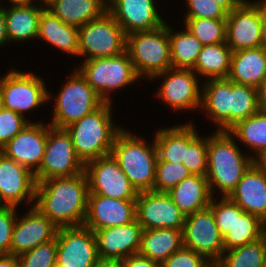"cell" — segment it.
<instances>
[{"label": "cell", "mask_w": 266, "mask_h": 267, "mask_svg": "<svg viewBox=\"0 0 266 267\" xmlns=\"http://www.w3.org/2000/svg\"><path fill=\"white\" fill-rule=\"evenodd\" d=\"M3 107L22 116L51 98L43 80L31 73L10 71L0 79Z\"/></svg>", "instance_id": "obj_12"}, {"label": "cell", "mask_w": 266, "mask_h": 267, "mask_svg": "<svg viewBox=\"0 0 266 267\" xmlns=\"http://www.w3.org/2000/svg\"><path fill=\"white\" fill-rule=\"evenodd\" d=\"M16 208L5 206L0 209V256L10 254L12 233L17 219Z\"/></svg>", "instance_id": "obj_46"}, {"label": "cell", "mask_w": 266, "mask_h": 267, "mask_svg": "<svg viewBox=\"0 0 266 267\" xmlns=\"http://www.w3.org/2000/svg\"><path fill=\"white\" fill-rule=\"evenodd\" d=\"M8 41L4 11L0 13V47Z\"/></svg>", "instance_id": "obj_53"}, {"label": "cell", "mask_w": 266, "mask_h": 267, "mask_svg": "<svg viewBox=\"0 0 266 267\" xmlns=\"http://www.w3.org/2000/svg\"><path fill=\"white\" fill-rule=\"evenodd\" d=\"M261 34L262 46L266 48V0L261 1Z\"/></svg>", "instance_id": "obj_51"}, {"label": "cell", "mask_w": 266, "mask_h": 267, "mask_svg": "<svg viewBox=\"0 0 266 267\" xmlns=\"http://www.w3.org/2000/svg\"><path fill=\"white\" fill-rule=\"evenodd\" d=\"M56 242L58 267H92L99 259L95 233L84 225L59 228Z\"/></svg>", "instance_id": "obj_13"}, {"label": "cell", "mask_w": 266, "mask_h": 267, "mask_svg": "<svg viewBox=\"0 0 266 267\" xmlns=\"http://www.w3.org/2000/svg\"><path fill=\"white\" fill-rule=\"evenodd\" d=\"M218 3L227 13L243 5L246 0H214Z\"/></svg>", "instance_id": "obj_49"}, {"label": "cell", "mask_w": 266, "mask_h": 267, "mask_svg": "<svg viewBox=\"0 0 266 267\" xmlns=\"http://www.w3.org/2000/svg\"><path fill=\"white\" fill-rule=\"evenodd\" d=\"M0 267H19L17 256L12 254L0 256Z\"/></svg>", "instance_id": "obj_52"}, {"label": "cell", "mask_w": 266, "mask_h": 267, "mask_svg": "<svg viewBox=\"0 0 266 267\" xmlns=\"http://www.w3.org/2000/svg\"><path fill=\"white\" fill-rule=\"evenodd\" d=\"M168 35L172 68L192 69L203 48V44L186 28L184 31L173 33L170 26H168Z\"/></svg>", "instance_id": "obj_35"}, {"label": "cell", "mask_w": 266, "mask_h": 267, "mask_svg": "<svg viewBox=\"0 0 266 267\" xmlns=\"http://www.w3.org/2000/svg\"><path fill=\"white\" fill-rule=\"evenodd\" d=\"M184 23L203 45L226 42V19L185 18Z\"/></svg>", "instance_id": "obj_38"}, {"label": "cell", "mask_w": 266, "mask_h": 267, "mask_svg": "<svg viewBox=\"0 0 266 267\" xmlns=\"http://www.w3.org/2000/svg\"><path fill=\"white\" fill-rule=\"evenodd\" d=\"M85 164L77 156L72 138L66 129L50 127L36 182L51 178L70 177L84 172Z\"/></svg>", "instance_id": "obj_9"}, {"label": "cell", "mask_w": 266, "mask_h": 267, "mask_svg": "<svg viewBox=\"0 0 266 267\" xmlns=\"http://www.w3.org/2000/svg\"><path fill=\"white\" fill-rule=\"evenodd\" d=\"M228 197L244 212L266 223V166L255 161Z\"/></svg>", "instance_id": "obj_23"}, {"label": "cell", "mask_w": 266, "mask_h": 267, "mask_svg": "<svg viewBox=\"0 0 266 267\" xmlns=\"http://www.w3.org/2000/svg\"><path fill=\"white\" fill-rule=\"evenodd\" d=\"M232 53L226 42L203 45L192 70L207 79L227 78L230 73Z\"/></svg>", "instance_id": "obj_32"}, {"label": "cell", "mask_w": 266, "mask_h": 267, "mask_svg": "<svg viewBox=\"0 0 266 267\" xmlns=\"http://www.w3.org/2000/svg\"><path fill=\"white\" fill-rule=\"evenodd\" d=\"M36 183L32 171L0 152V199L5 206L16 207L27 198L34 200Z\"/></svg>", "instance_id": "obj_21"}, {"label": "cell", "mask_w": 266, "mask_h": 267, "mask_svg": "<svg viewBox=\"0 0 266 267\" xmlns=\"http://www.w3.org/2000/svg\"><path fill=\"white\" fill-rule=\"evenodd\" d=\"M207 147L208 138L198 135L187 145L182 164L193 175H206L207 173Z\"/></svg>", "instance_id": "obj_41"}, {"label": "cell", "mask_w": 266, "mask_h": 267, "mask_svg": "<svg viewBox=\"0 0 266 267\" xmlns=\"http://www.w3.org/2000/svg\"><path fill=\"white\" fill-rule=\"evenodd\" d=\"M186 215L167 192L141 191L136 198V220L143 229H183Z\"/></svg>", "instance_id": "obj_14"}, {"label": "cell", "mask_w": 266, "mask_h": 267, "mask_svg": "<svg viewBox=\"0 0 266 267\" xmlns=\"http://www.w3.org/2000/svg\"><path fill=\"white\" fill-rule=\"evenodd\" d=\"M211 264L204 256L183 246L170 255L161 267H209Z\"/></svg>", "instance_id": "obj_45"}, {"label": "cell", "mask_w": 266, "mask_h": 267, "mask_svg": "<svg viewBox=\"0 0 266 267\" xmlns=\"http://www.w3.org/2000/svg\"><path fill=\"white\" fill-rule=\"evenodd\" d=\"M193 124L158 130L154 138L161 161L182 163L187 145L197 136Z\"/></svg>", "instance_id": "obj_30"}, {"label": "cell", "mask_w": 266, "mask_h": 267, "mask_svg": "<svg viewBox=\"0 0 266 267\" xmlns=\"http://www.w3.org/2000/svg\"><path fill=\"white\" fill-rule=\"evenodd\" d=\"M227 78L234 83L258 89L266 78V48L261 46L234 51Z\"/></svg>", "instance_id": "obj_24"}, {"label": "cell", "mask_w": 266, "mask_h": 267, "mask_svg": "<svg viewBox=\"0 0 266 267\" xmlns=\"http://www.w3.org/2000/svg\"><path fill=\"white\" fill-rule=\"evenodd\" d=\"M1 202H2V200L0 199V209L5 207L4 203L3 202L1 203Z\"/></svg>", "instance_id": "obj_58"}, {"label": "cell", "mask_w": 266, "mask_h": 267, "mask_svg": "<svg viewBox=\"0 0 266 267\" xmlns=\"http://www.w3.org/2000/svg\"><path fill=\"white\" fill-rule=\"evenodd\" d=\"M142 225L137 221L95 230L99 258L124 259L137 254L141 246Z\"/></svg>", "instance_id": "obj_22"}, {"label": "cell", "mask_w": 266, "mask_h": 267, "mask_svg": "<svg viewBox=\"0 0 266 267\" xmlns=\"http://www.w3.org/2000/svg\"><path fill=\"white\" fill-rule=\"evenodd\" d=\"M228 132L249 148L254 149L255 161H260L266 155V113H257L237 122Z\"/></svg>", "instance_id": "obj_34"}, {"label": "cell", "mask_w": 266, "mask_h": 267, "mask_svg": "<svg viewBox=\"0 0 266 267\" xmlns=\"http://www.w3.org/2000/svg\"><path fill=\"white\" fill-rule=\"evenodd\" d=\"M191 175V172L182 163L161 161L158 158L153 191L168 192L172 187Z\"/></svg>", "instance_id": "obj_39"}, {"label": "cell", "mask_w": 266, "mask_h": 267, "mask_svg": "<svg viewBox=\"0 0 266 267\" xmlns=\"http://www.w3.org/2000/svg\"><path fill=\"white\" fill-rule=\"evenodd\" d=\"M257 90L259 111L266 113V78L263 80Z\"/></svg>", "instance_id": "obj_50"}, {"label": "cell", "mask_w": 266, "mask_h": 267, "mask_svg": "<svg viewBox=\"0 0 266 267\" xmlns=\"http://www.w3.org/2000/svg\"><path fill=\"white\" fill-rule=\"evenodd\" d=\"M209 267H219L217 264H211Z\"/></svg>", "instance_id": "obj_59"}, {"label": "cell", "mask_w": 266, "mask_h": 267, "mask_svg": "<svg viewBox=\"0 0 266 267\" xmlns=\"http://www.w3.org/2000/svg\"><path fill=\"white\" fill-rule=\"evenodd\" d=\"M126 50V35L107 11L101 17L79 27L78 55L85 60L111 57Z\"/></svg>", "instance_id": "obj_8"}, {"label": "cell", "mask_w": 266, "mask_h": 267, "mask_svg": "<svg viewBox=\"0 0 266 267\" xmlns=\"http://www.w3.org/2000/svg\"><path fill=\"white\" fill-rule=\"evenodd\" d=\"M28 213L16 219L10 254L19 256L40 244L56 238L58 227L34 205Z\"/></svg>", "instance_id": "obj_18"}, {"label": "cell", "mask_w": 266, "mask_h": 267, "mask_svg": "<svg viewBox=\"0 0 266 267\" xmlns=\"http://www.w3.org/2000/svg\"><path fill=\"white\" fill-rule=\"evenodd\" d=\"M78 35V27L63 23L47 8L42 10L37 38H42L61 51L78 55Z\"/></svg>", "instance_id": "obj_29"}, {"label": "cell", "mask_w": 266, "mask_h": 267, "mask_svg": "<svg viewBox=\"0 0 266 267\" xmlns=\"http://www.w3.org/2000/svg\"><path fill=\"white\" fill-rule=\"evenodd\" d=\"M110 107L111 103H104L65 128L72 138L77 156L84 164L109 155L116 136L122 130L113 126Z\"/></svg>", "instance_id": "obj_3"}, {"label": "cell", "mask_w": 266, "mask_h": 267, "mask_svg": "<svg viewBox=\"0 0 266 267\" xmlns=\"http://www.w3.org/2000/svg\"><path fill=\"white\" fill-rule=\"evenodd\" d=\"M228 252V253H226ZM217 263L219 267H265L266 265V237L259 240L225 250Z\"/></svg>", "instance_id": "obj_36"}, {"label": "cell", "mask_w": 266, "mask_h": 267, "mask_svg": "<svg viewBox=\"0 0 266 267\" xmlns=\"http://www.w3.org/2000/svg\"><path fill=\"white\" fill-rule=\"evenodd\" d=\"M89 194L109 198L136 200L138 191L111 154L85 164Z\"/></svg>", "instance_id": "obj_11"}, {"label": "cell", "mask_w": 266, "mask_h": 267, "mask_svg": "<svg viewBox=\"0 0 266 267\" xmlns=\"http://www.w3.org/2000/svg\"><path fill=\"white\" fill-rule=\"evenodd\" d=\"M187 216L209 206L212 195L206 175H191L167 192Z\"/></svg>", "instance_id": "obj_26"}, {"label": "cell", "mask_w": 266, "mask_h": 267, "mask_svg": "<svg viewBox=\"0 0 266 267\" xmlns=\"http://www.w3.org/2000/svg\"><path fill=\"white\" fill-rule=\"evenodd\" d=\"M216 131L208 137L206 177L211 195L217 186L224 197L236 188L255 158L244 157L228 131Z\"/></svg>", "instance_id": "obj_2"}, {"label": "cell", "mask_w": 266, "mask_h": 267, "mask_svg": "<svg viewBox=\"0 0 266 267\" xmlns=\"http://www.w3.org/2000/svg\"><path fill=\"white\" fill-rule=\"evenodd\" d=\"M78 71L105 103L111 102L109 93L139 79L127 50L116 56L84 60Z\"/></svg>", "instance_id": "obj_6"}, {"label": "cell", "mask_w": 266, "mask_h": 267, "mask_svg": "<svg viewBox=\"0 0 266 267\" xmlns=\"http://www.w3.org/2000/svg\"><path fill=\"white\" fill-rule=\"evenodd\" d=\"M13 3L12 7H19V6H29L32 5V0H9Z\"/></svg>", "instance_id": "obj_54"}, {"label": "cell", "mask_w": 266, "mask_h": 267, "mask_svg": "<svg viewBox=\"0 0 266 267\" xmlns=\"http://www.w3.org/2000/svg\"><path fill=\"white\" fill-rule=\"evenodd\" d=\"M213 216L219 232L224 237L235 224V202L228 196H222L220 202H214L213 196L210 200Z\"/></svg>", "instance_id": "obj_42"}, {"label": "cell", "mask_w": 266, "mask_h": 267, "mask_svg": "<svg viewBox=\"0 0 266 267\" xmlns=\"http://www.w3.org/2000/svg\"><path fill=\"white\" fill-rule=\"evenodd\" d=\"M19 267H54L57 258L56 238L38 245L34 249L17 256Z\"/></svg>", "instance_id": "obj_40"}, {"label": "cell", "mask_w": 266, "mask_h": 267, "mask_svg": "<svg viewBox=\"0 0 266 267\" xmlns=\"http://www.w3.org/2000/svg\"><path fill=\"white\" fill-rule=\"evenodd\" d=\"M264 236L266 237V224H265V231H264Z\"/></svg>", "instance_id": "obj_60"}, {"label": "cell", "mask_w": 266, "mask_h": 267, "mask_svg": "<svg viewBox=\"0 0 266 267\" xmlns=\"http://www.w3.org/2000/svg\"><path fill=\"white\" fill-rule=\"evenodd\" d=\"M183 245L217 264L224 255V238L218 230L211 207L187 215L183 227Z\"/></svg>", "instance_id": "obj_10"}, {"label": "cell", "mask_w": 266, "mask_h": 267, "mask_svg": "<svg viewBox=\"0 0 266 267\" xmlns=\"http://www.w3.org/2000/svg\"><path fill=\"white\" fill-rule=\"evenodd\" d=\"M92 267H124L122 259L99 258Z\"/></svg>", "instance_id": "obj_48"}, {"label": "cell", "mask_w": 266, "mask_h": 267, "mask_svg": "<svg viewBox=\"0 0 266 267\" xmlns=\"http://www.w3.org/2000/svg\"><path fill=\"white\" fill-rule=\"evenodd\" d=\"M188 13L185 18L226 19L228 13L214 0H186Z\"/></svg>", "instance_id": "obj_44"}, {"label": "cell", "mask_w": 266, "mask_h": 267, "mask_svg": "<svg viewBox=\"0 0 266 267\" xmlns=\"http://www.w3.org/2000/svg\"><path fill=\"white\" fill-rule=\"evenodd\" d=\"M71 76L56 98L52 127L65 129L105 103L78 70Z\"/></svg>", "instance_id": "obj_7"}, {"label": "cell", "mask_w": 266, "mask_h": 267, "mask_svg": "<svg viewBox=\"0 0 266 267\" xmlns=\"http://www.w3.org/2000/svg\"><path fill=\"white\" fill-rule=\"evenodd\" d=\"M89 187L85 172L36 183L35 207L58 228L83 226Z\"/></svg>", "instance_id": "obj_1"}, {"label": "cell", "mask_w": 266, "mask_h": 267, "mask_svg": "<svg viewBox=\"0 0 266 267\" xmlns=\"http://www.w3.org/2000/svg\"><path fill=\"white\" fill-rule=\"evenodd\" d=\"M145 140L121 130L115 138L111 155L138 192L153 190L158 153Z\"/></svg>", "instance_id": "obj_4"}, {"label": "cell", "mask_w": 266, "mask_h": 267, "mask_svg": "<svg viewBox=\"0 0 266 267\" xmlns=\"http://www.w3.org/2000/svg\"><path fill=\"white\" fill-rule=\"evenodd\" d=\"M136 220V200L88 195L84 226L92 231L130 224Z\"/></svg>", "instance_id": "obj_19"}, {"label": "cell", "mask_w": 266, "mask_h": 267, "mask_svg": "<svg viewBox=\"0 0 266 267\" xmlns=\"http://www.w3.org/2000/svg\"><path fill=\"white\" fill-rule=\"evenodd\" d=\"M265 224L259 217L244 212L235 203V224L223 237L225 250L259 240L264 236Z\"/></svg>", "instance_id": "obj_33"}, {"label": "cell", "mask_w": 266, "mask_h": 267, "mask_svg": "<svg viewBox=\"0 0 266 267\" xmlns=\"http://www.w3.org/2000/svg\"><path fill=\"white\" fill-rule=\"evenodd\" d=\"M226 43L233 52L262 46L261 2L246 1L228 13Z\"/></svg>", "instance_id": "obj_15"}, {"label": "cell", "mask_w": 266, "mask_h": 267, "mask_svg": "<svg viewBox=\"0 0 266 267\" xmlns=\"http://www.w3.org/2000/svg\"><path fill=\"white\" fill-rule=\"evenodd\" d=\"M172 72V73H171ZM192 69L169 68L153 78L165 76L158 96L173 109H196L202 104V92Z\"/></svg>", "instance_id": "obj_17"}, {"label": "cell", "mask_w": 266, "mask_h": 267, "mask_svg": "<svg viewBox=\"0 0 266 267\" xmlns=\"http://www.w3.org/2000/svg\"><path fill=\"white\" fill-rule=\"evenodd\" d=\"M126 50L139 77L155 75L172 68L168 25L126 36Z\"/></svg>", "instance_id": "obj_5"}, {"label": "cell", "mask_w": 266, "mask_h": 267, "mask_svg": "<svg viewBox=\"0 0 266 267\" xmlns=\"http://www.w3.org/2000/svg\"><path fill=\"white\" fill-rule=\"evenodd\" d=\"M203 88L202 104L207 114L218 124V131L230 129L231 80L208 79Z\"/></svg>", "instance_id": "obj_25"}, {"label": "cell", "mask_w": 266, "mask_h": 267, "mask_svg": "<svg viewBox=\"0 0 266 267\" xmlns=\"http://www.w3.org/2000/svg\"><path fill=\"white\" fill-rule=\"evenodd\" d=\"M262 165L266 166V155L259 161Z\"/></svg>", "instance_id": "obj_57"}, {"label": "cell", "mask_w": 266, "mask_h": 267, "mask_svg": "<svg viewBox=\"0 0 266 267\" xmlns=\"http://www.w3.org/2000/svg\"><path fill=\"white\" fill-rule=\"evenodd\" d=\"M106 0H55L47 9L63 23L81 27L107 12Z\"/></svg>", "instance_id": "obj_28"}, {"label": "cell", "mask_w": 266, "mask_h": 267, "mask_svg": "<svg viewBox=\"0 0 266 267\" xmlns=\"http://www.w3.org/2000/svg\"><path fill=\"white\" fill-rule=\"evenodd\" d=\"M183 229H143L139 254L162 264L183 245Z\"/></svg>", "instance_id": "obj_27"}, {"label": "cell", "mask_w": 266, "mask_h": 267, "mask_svg": "<svg viewBox=\"0 0 266 267\" xmlns=\"http://www.w3.org/2000/svg\"><path fill=\"white\" fill-rule=\"evenodd\" d=\"M43 6L29 5L3 8L8 40L24 41L37 38Z\"/></svg>", "instance_id": "obj_31"}, {"label": "cell", "mask_w": 266, "mask_h": 267, "mask_svg": "<svg viewBox=\"0 0 266 267\" xmlns=\"http://www.w3.org/2000/svg\"><path fill=\"white\" fill-rule=\"evenodd\" d=\"M123 260L124 267H161V264L146 258L139 253L126 257Z\"/></svg>", "instance_id": "obj_47"}, {"label": "cell", "mask_w": 266, "mask_h": 267, "mask_svg": "<svg viewBox=\"0 0 266 267\" xmlns=\"http://www.w3.org/2000/svg\"><path fill=\"white\" fill-rule=\"evenodd\" d=\"M29 123L22 115L3 108L0 111V149Z\"/></svg>", "instance_id": "obj_43"}, {"label": "cell", "mask_w": 266, "mask_h": 267, "mask_svg": "<svg viewBox=\"0 0 266 267\" xmlns=\"http://www.w3.org/2000/svg\"><path fill=\"white\" fill-rule=\"evenodd\" d=\"M107 11L121 26L125 35L152 31L166 22L156 11L154 0H109Z\"/></svg>", "instance_id": "obj_20"}, {"label": "cell", "mask_w": 266, "mask_h": 267, "mask_svg": "<svg viewBox=\"0 0 266 267\" xmlns=\"http://www.w3.org/2000/svg\"><path fill=\"white\" fill-rule=\"evenodd\" d=\"M43 124H27L0 149V152L35 174L40 169L45 153L48 129L51 127V125L47 127Z\"/></svg>", "instance_id": "obj_16"}, {"label": "cell", "mask_w": 266, "mask_h": 267, "mask_svg": "<svg viewBox=\"0 0 266 267\" xmlns=\"http://www.w3.org/2000/svg\"><path fill=\"white\" fill-rule=\"evenodd\" d=\"M43 3H45V7L47 8L50 4H52L55 0H41Z\"/></svg>", "instance_id": "obj_55"}, {"label": "cell", "mask_w": 266, "mask_h": 267, "mask_svg": "<svg viewBox=\"0 0 266 267\" xmlns=\"http://www.w3.org/2000/svg\"><path fill=\"white\" fill-rule=\"evenodd\" d=\"M3 97H2V93H1V90H0V111L3 109Z\"/></svg>", "instance_id": "obj_56"}, {"label": "cell", "mask_w": 266, "mask_h": 267, "mask_svg": "<svg viewBox=\"0 0 266 267\" xmlns=\"http://www.w3.org/2000/svg\"><path fill=\"white\" fill-rule=\"evenodd\" d=\"M258 111V90L231 81L230 128Z\"/></svg>", "instance_id": "obj_37"}]
</instances>
